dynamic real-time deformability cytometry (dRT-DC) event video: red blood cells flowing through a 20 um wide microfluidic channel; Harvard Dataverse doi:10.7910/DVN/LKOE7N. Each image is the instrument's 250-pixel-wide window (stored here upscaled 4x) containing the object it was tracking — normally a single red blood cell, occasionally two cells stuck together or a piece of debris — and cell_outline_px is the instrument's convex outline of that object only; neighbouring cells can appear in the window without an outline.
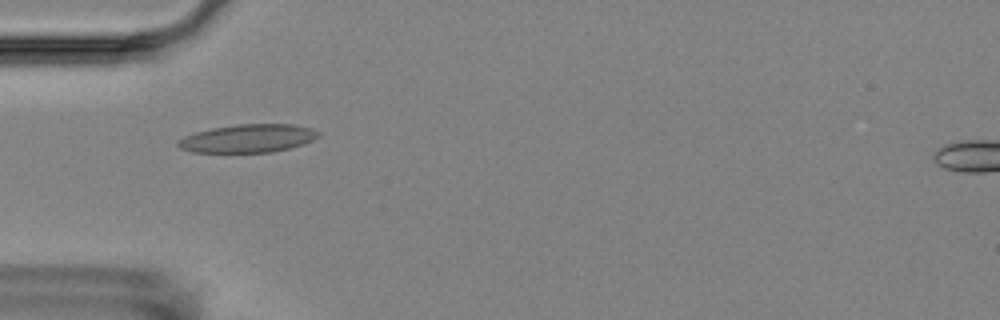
{"species": "Egyptian fruit bat (a non-hibernating species)", "species_latin": "Rousettus aegyptiacus", "temperature_condition": "room temperature", "stored_images_in_passage": 6, "camera_frame_rate_fps": 3000, "um_per_image_px": 0.085, "animal": {"sex": "female"}, "frame": {"image": 1, "passage_image": 2, "time_ms": 1.0, "image_size_px": [1000, 320], "cell_outline_px": [[320, 136], [312, 140], [288, 148], [272, 152], [192, 152], [180, 148], [176, 144], [176, 140], [184, 136], [196, 132], [212, 128], [236, 124], [292, 124], [312, 128], [320, 132]], "centroid_in_image_um": [21.05, 11.75], "position_along_channel_um": 64.0, "area_um2": 23.0}}
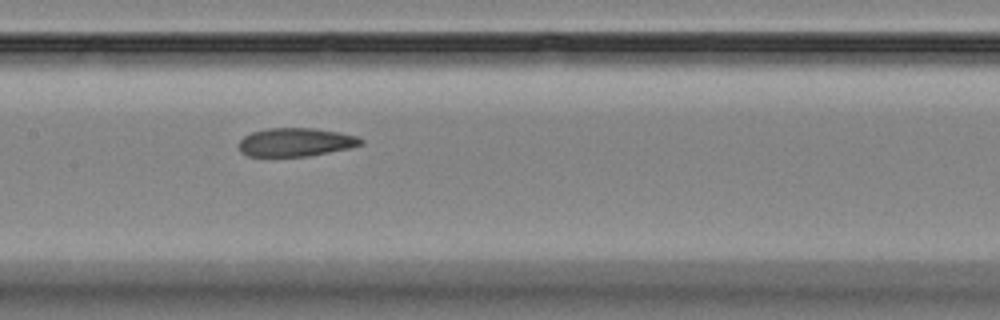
{"frame": {"image": 2, "passage_image": 5, "time_ms": 4.333, "image_size_px": [1000, 320], "cell_outline_px": [[364, 144], [348, 148], [308, 156], [248, 156], [240, 152], [236, 144], [244, 136], [252, 132], [264, 128], [312, 128], [340, 132], [356, 136], [364, 140]], "centroid_in_image_um": [25.09, 12.08], "position_along_channel_um": 182.3, "area_um2": 20.35}}
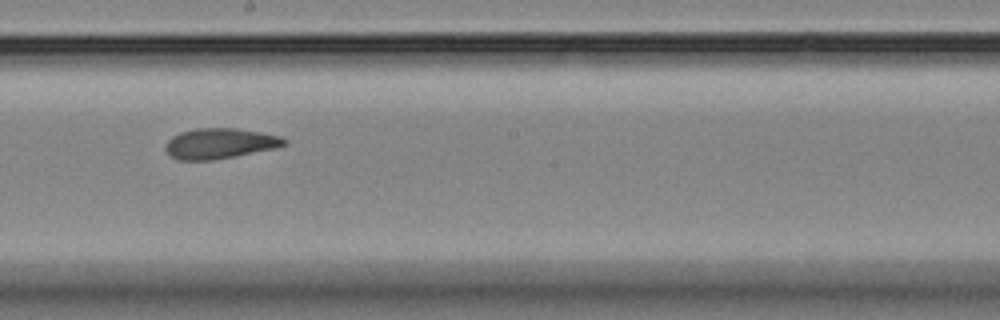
{"frame": {"image": 3, "passage_image": 6, "time_ms": 5.667, "image_size_px": [1000, 320], "cell_outline_px": [[288, 144], [276, 148], [212, 160], [180, 160], [172, 156], [164, 148], [168, 140], [172, 136], [180, 132], [196, 128], [236, 128], [260, 132], [280, 136], [288, 140]], "centroid_in_image_um": [18.7, 12.18], "position_along_channel_um": 229.5, "area_um2": 20.98}}